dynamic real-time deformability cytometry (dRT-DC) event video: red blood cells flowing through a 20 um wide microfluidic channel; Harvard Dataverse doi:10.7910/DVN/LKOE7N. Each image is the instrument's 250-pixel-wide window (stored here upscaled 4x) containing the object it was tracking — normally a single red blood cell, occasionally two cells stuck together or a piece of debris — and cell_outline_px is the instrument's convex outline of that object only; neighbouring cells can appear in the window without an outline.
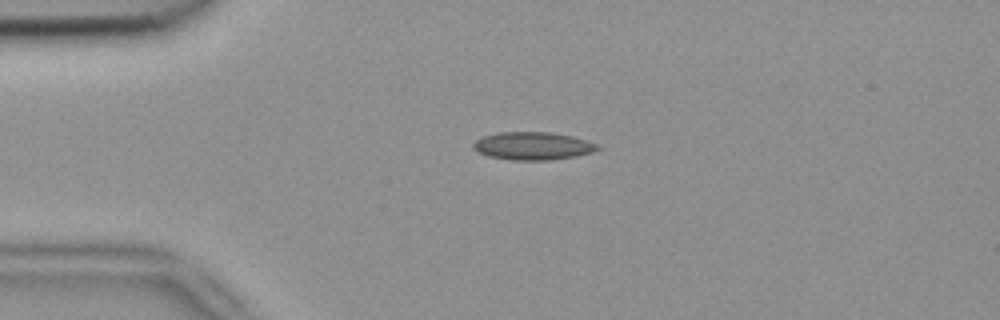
{"species": "common noctule bat (a hibernating species)", "species_latin": "Nyctalus noctula", "temperature_condition": "room temperature", "stored_images_in_passage": 4, "camera_frame_rate_fps": 3000, "um_per_image_px": 0.085, "animal": {"sex": "female", "body_mass_g": 18.4}, "frame": {"image": 1, "passage_image": 3, "time_ms": 0.667, "image_size_px": [1000, 320], "cell_outline_px": [[600, 148], [592, 152], [576, 156], [552, 160], [512, 160], [488, 156], [472, 148], [472, 144], [476, 140], [484, 136], [496, 132], [552, 132], [572, 136], [600, 144]], "centroid_in_image_um": [45.31, 12.4], "position_along_channel_um": 39.7, "area_um2": 20.29}}